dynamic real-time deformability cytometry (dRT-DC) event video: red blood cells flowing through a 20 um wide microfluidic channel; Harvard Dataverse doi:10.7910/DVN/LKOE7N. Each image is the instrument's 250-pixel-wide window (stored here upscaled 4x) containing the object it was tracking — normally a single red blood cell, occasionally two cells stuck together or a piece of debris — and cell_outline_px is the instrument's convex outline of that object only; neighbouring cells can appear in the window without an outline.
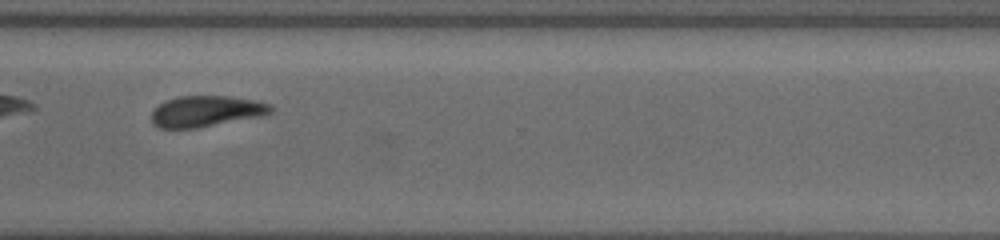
{"species": "common noctule bat (a hibernating species)", "species_latin": "Nyctalus noctula", "temperature_condition": "cold", "stored_images_in_passage": 31, "camera_frame_rate_fps": 3000, "um_per_image_px": 0.085, "animal": {"sex": "female", "body_mass_g": 19.5, "forearm_length_mm": 54.1}, "frame": {"image": 1, "passage_image": 22, "time_ms": 8.0, "image_size_px": [1000, 240], "cell_outline_px": [[272, 112], [260, 116], [196, 128], [160, 128], [152, 124], [152, 112], [164, 100], [180, 96], [228, 96], [256, 100], [268, 104], [272, 108]], "centroid_in_image_um": [17.49, 9.45], "position_along_channel_um": 353.1, "area_um2": 21.33}}